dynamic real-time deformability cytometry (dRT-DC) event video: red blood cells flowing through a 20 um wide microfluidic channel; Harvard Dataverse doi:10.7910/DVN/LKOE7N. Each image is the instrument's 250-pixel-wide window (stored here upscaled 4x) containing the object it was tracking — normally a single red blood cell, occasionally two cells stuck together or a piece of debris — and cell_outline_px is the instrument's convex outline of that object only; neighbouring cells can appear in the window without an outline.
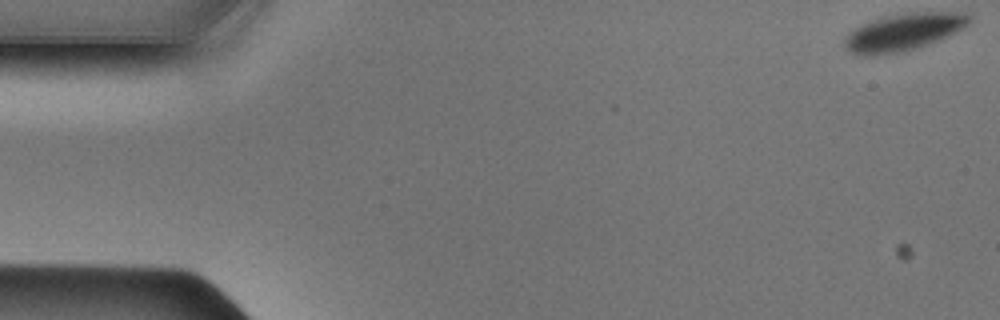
{"species": "Egyptian fruit bat (a non-hibernating species)", "species_latin": "Rousettus aegyptiacus", "temperature_condition": "cold", "stored_images_in_passage": 49, "camera_frame_rate_fps": 3000, "um_per_image_px": 0.085, "animal": {"sex": "male"}, "frame": {"image": 1, "passage_image": 1, "time_ms": 0.0, "image_size_px": [1000, 320], "cell_outline_px": [[972, 20], [964, 28], [940, 40], [916, 48], [900, 52], [872, 56], [864, 56], [848, 52], [844, 48], [844, 36], [848, 32], [872, 20], [884, 16], [908, 12], [964, 12], [972, 16]], "centroid_in_image_um": [76.8, 2.73], "position_along_channel_um": 8.2, "area_um2": 27.4}}
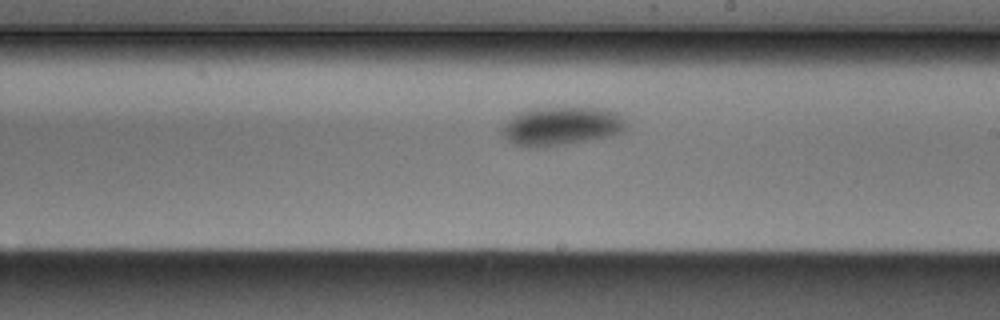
{"frame": {"image": 2, "passage_image": 28, "time_ms": 9.0, "image_size_px": [1000, 320], "cell_outline_px": [[628, 124], [624, 132], [612, 136], [568, 144], [544, 148], [524, 148], [508, 140], [500, 132], [504, 124], [516, 112], [532, 108], [604, 108], [616, 112]], "centroid_in_image_um": [47.71, 10.74], "position_along_channel_um": 241.3, "area_um2": 28.44}}
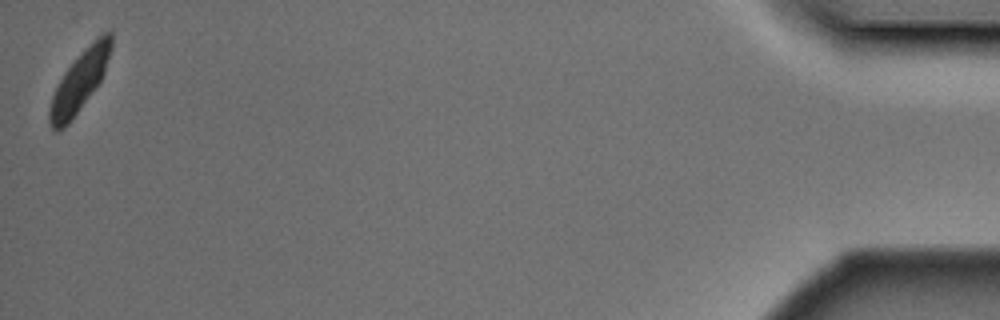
{"frame": {"image": 3, "passage_image": 49, "time_ms": 16.0, "image_size_px": [1000, 320], "cell_outline_px": [[112, 48], [104, 72], [100, 80], [68, 124], [64, 128], [56, 132], [52, 128], [48, 120], [48, 112], [52, 96], [64, 72], [96, 36], [104, 32], [112, 32]], "centroid_in_image_um": [6.76, 6.9], "position_along_channel_um": 428.4, "area_um2": 21.15}}